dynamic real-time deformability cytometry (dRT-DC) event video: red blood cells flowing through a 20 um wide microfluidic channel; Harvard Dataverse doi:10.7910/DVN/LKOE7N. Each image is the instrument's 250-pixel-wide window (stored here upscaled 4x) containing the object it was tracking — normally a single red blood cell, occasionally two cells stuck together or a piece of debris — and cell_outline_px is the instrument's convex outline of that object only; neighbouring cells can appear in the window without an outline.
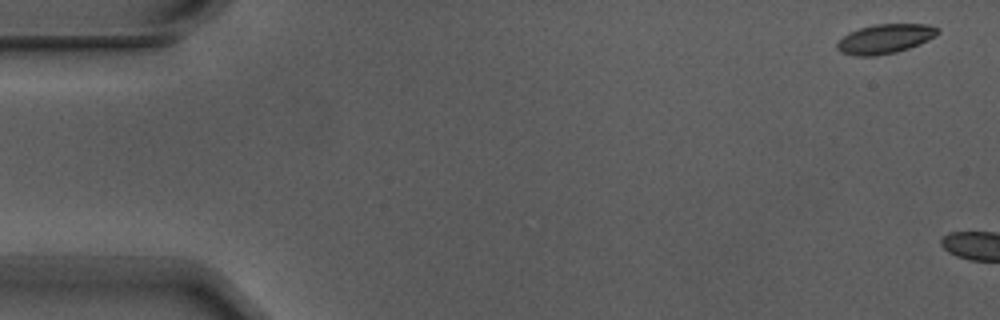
{"species": "Egyptian fruit bat (a non-hibernating species)", "species_latin": "Rousettus aegyptiacus", "temperature_condition": "warm", "stored_images_in_passage": 2, "camera_frame_rate_fps": 3000, "um_per_image_px": 0.085, "animal": {"sex": "male"}, "frame": {"image": 1, "passage_image": 1, "time_ms": 0.0, "image_size_px": [1000, 320], "cell_outline_px": [[940, 32], [936, 36], [920, 44], [896, 52], [876, 56], [852, 56], [840, 52], [836, 48], [836, 44], [848, 32], [860, 28], [876, 24], [928, 24], [940, 28]], "centroid_in_image_um": [75.24, 3.3], "position_along_channel_um": 9.8, "area_um2": 17.4}}